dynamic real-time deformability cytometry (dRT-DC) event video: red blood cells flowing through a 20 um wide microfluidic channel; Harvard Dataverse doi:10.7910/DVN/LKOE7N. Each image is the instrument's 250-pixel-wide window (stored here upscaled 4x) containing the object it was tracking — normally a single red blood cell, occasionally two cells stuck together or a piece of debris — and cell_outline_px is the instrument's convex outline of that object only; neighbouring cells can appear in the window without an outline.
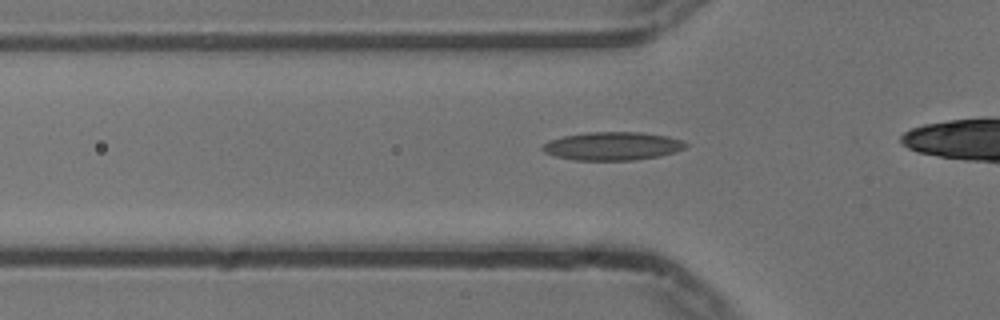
{"species": "common noctule bat (a hibernating species)", "species_latin": "Nyctalus noctula", "temperature_condition": "cold", "stored_images_in_passage": 35, "camera_frame_rate_fps": 3000, "um_per_image_px": 0.085, "animal": {"sex": "male", "body_mass_g": 13.3}, "frame": {"image": 1, "passage_image": 4, "time_ms": 1.0, "image_size_px": [1000, 320], "cell_outline_px": [[688, 144], [684, 148], [676, 152], [660, 156], [632, 160], [576, 160], [556, 156], [544, 152], [540, 148], [548, 140], [564, 136], [588, 132], [640, 132], [668, 136], [680, 140]], "centroid_in_image_um": [52.06, 12.41], "position_along_channel_um": 73.7, "area_um2": 23.52}}
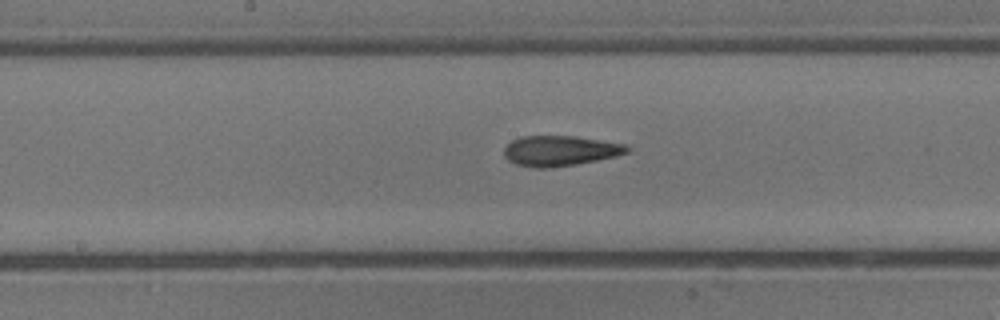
{"frame": {"image": 2, "passage_image": 14, "time_ms": 4.333, "image_size_px": [1000, 320], "cell_outline_px": [[632, 148], [628, 152], [616, 156], [576, 164], [548, 168], [536, 168], [516, 164], [508, 160], [504, 156], [504, 148], [512, 140], [520, 136], [576, 136], [624, 144]], "centroid_in_image_um": [47.59, 12.81], "position_along_channel_um": 200.6, "area_um2": 21.68}}
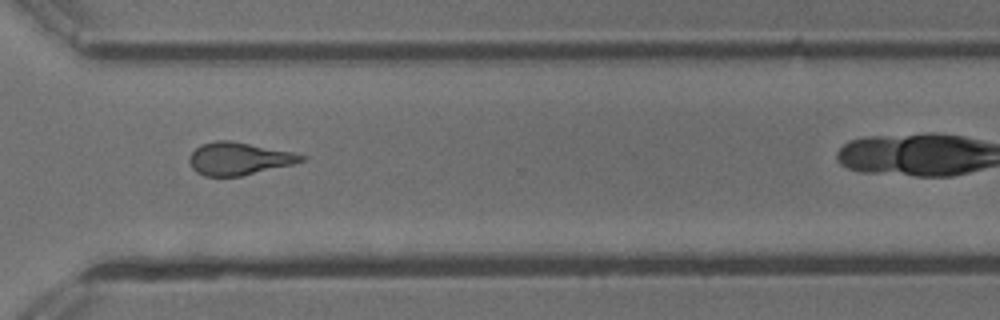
{"frame": {"image": 3, "passage_image": 26, "time_ms": 8.333, "image_size_px": [1000, 320], "cell_outline_px": [[304, 160], [292, 164], [240, 176], [204, 176], [196, 172], [192, 168], [188, 160], [188, 156], [200, 144], [216, 140], [232, 140], [292, 152], [304, 156]], "centroid_in_image_um": [20.23, 13.47], "position_along_channel_um": 350.4, "area_um2": 21.15}, "authors_computed_cell_mechanics": {"area_um2": 21.2704, "velocity_mm_per_s": 3.7618, "shape_relaxation_time_tau1_ms": null, "shape_relaxation_time_tau2_ms": 1.7532, "deformation_change_tau1": null, "deformation_change_tau2": 0.1122}}